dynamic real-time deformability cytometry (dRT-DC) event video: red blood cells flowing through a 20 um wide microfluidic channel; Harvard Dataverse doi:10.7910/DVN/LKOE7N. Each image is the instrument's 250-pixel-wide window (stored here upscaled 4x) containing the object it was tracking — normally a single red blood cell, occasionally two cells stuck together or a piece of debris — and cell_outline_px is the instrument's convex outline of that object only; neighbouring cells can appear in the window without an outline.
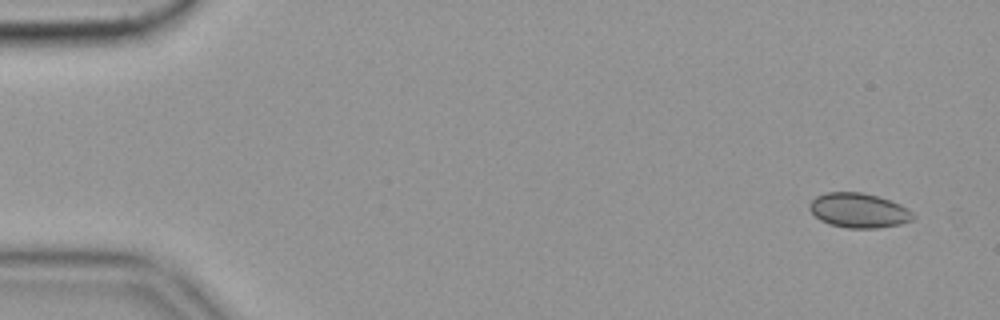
{"species": "common noctule bat (a hibernating species)", "species_latin": "Nyctalus noctula", "temperature_condition": "cold", "stored_images_in_passage": 11, "camera_frame_rate_fps": 3000, "um_per_image_px": 0.085, "animal": {"sex": "female", "body_mass_g": 19.9}, "frame": {"image": 1, "passage_image": 4, "time_ms": 1.0, "image_size_px": [1000, 320], "cell_outline_px": [[916, 216], [912, 220], [900, 224], [876, 228], [848, 228], [828, 224], [820, 220], [808, 208], [808, 204], [816, 196], [824, 192], [860, 192], [876, 196], [900, 204], [908, 208]], "centroid_in_image_um": [72.97, 17.89], "position_along_channel_um": 12.0, "area_um2": 20.92}}